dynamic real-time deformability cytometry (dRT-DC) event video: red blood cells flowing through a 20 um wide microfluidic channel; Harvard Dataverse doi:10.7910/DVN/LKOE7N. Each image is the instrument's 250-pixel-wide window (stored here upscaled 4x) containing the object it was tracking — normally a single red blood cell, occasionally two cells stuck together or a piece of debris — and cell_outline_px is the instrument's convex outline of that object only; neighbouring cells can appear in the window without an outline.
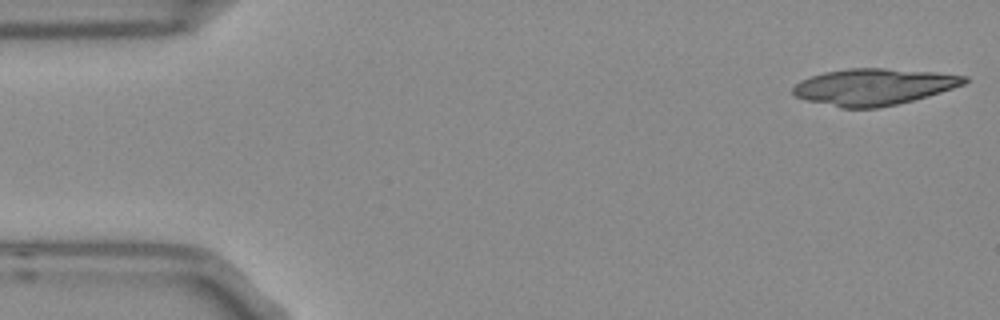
{"species": "Egyptian fruit bat (a non-hibernating species)", "species_latin": "Rousettus aegyptiacus", "temperature_condition": "room temperature", "stored_images_in_passage": 16, "camera_frame_rate_fps": 3000, "um_per_image_px": 0.085, "frame": {"image": 1, "passage_image": 1, "time_ms": 0.0, "image_size_px": [1000, 320], "cell_outline_px": [[968, 80], [964, 84], [928, 96], [896, 104], [876, 108], [840, 108], [804, 100], [796, 96], [792, 92], [792, 88], [800, 80], [824, 72], [848, 68], [884, 68], [936, 72], [968, 76]], "centroid_in_image_um": [74.24, 7.38], "position_along_channel_um": 10.8, "area_um2": 36.47}}